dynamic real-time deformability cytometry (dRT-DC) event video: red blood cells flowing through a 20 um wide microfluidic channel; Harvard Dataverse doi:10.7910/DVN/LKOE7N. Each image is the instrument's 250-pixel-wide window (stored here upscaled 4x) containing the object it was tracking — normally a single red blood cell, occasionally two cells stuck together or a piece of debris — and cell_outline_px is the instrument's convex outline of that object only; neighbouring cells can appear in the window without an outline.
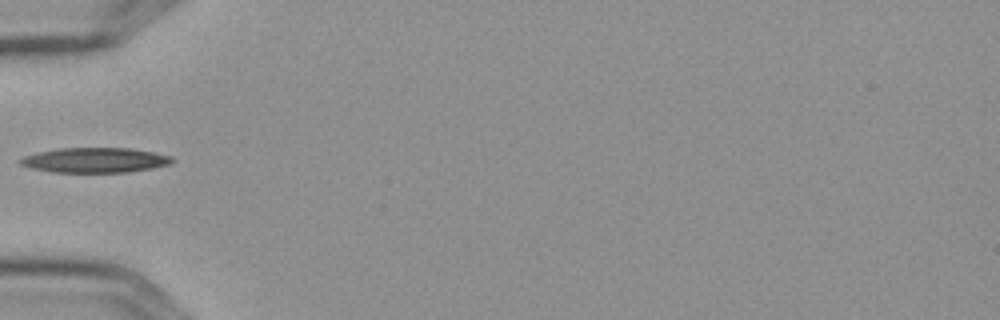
{"species": "Egyptian fruit bat (a non-hibernating species)", "species_latin": "Rousettus aegyptiacus", "temperature_condition": "cold", "stored_images_in_passage": 5, "camera_frame_rate_fps": 3000, "um_per_image_px": 0.085, "frame": {"image": 1, "passage_image": 4, "time_ms": 1.0, "image_size_px": [1000, 320], "cell_outline_px": [[176, 160], [172, 164], [152, 168], [128, 172], [52, 172], [28, 168], [20, 164], [20, 160], [24, 156], [40, 152], [60, 148], [132, 148], [172, 156]], "centroid_in_image_um": [8.12, 13.61], "position_along_channel_um": 76.9, "area_um2": 22.14}}
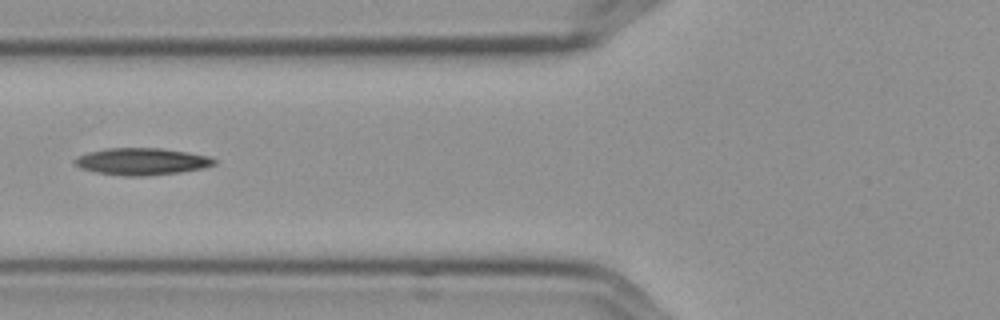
{"frame": {"image": 2, "passage_image": 5, "time_ms": 1.333, "image_size_px": [1000, 320], "cell_outline_px": [[216, 164], [204, 168], [180, 172], [148, 176], [124, 176], [96, 172], [80, 168], [72, 164], [72, 160], [80, 156], [92, 152], [108, 148], [160, 148], [188, 152], [208, 156], [216, 160]], "centroid_in_image_um": [12.06, 13.73], "position_along_channel_um": 113.7, "area_um2": 21.91}}